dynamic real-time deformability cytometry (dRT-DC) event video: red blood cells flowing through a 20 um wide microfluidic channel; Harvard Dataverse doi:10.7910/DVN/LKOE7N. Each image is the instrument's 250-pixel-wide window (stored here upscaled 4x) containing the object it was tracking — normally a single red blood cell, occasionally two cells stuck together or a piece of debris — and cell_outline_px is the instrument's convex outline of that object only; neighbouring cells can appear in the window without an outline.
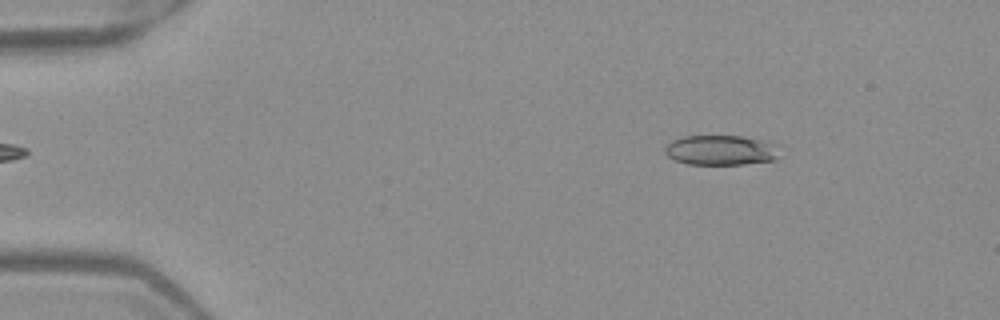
{"species": "Egyptian fruit bat (a non-hibernating species)", "species_latin": "Rousettus aegyptiacus", "temperature_condition": "warm", "stored_images_in_passage": 47, "camera_frame_rate_fps": 3000, "um_per_image_px": 0.085, "frame": {"image": 1, "passage_image": 3, "time_ms": 0.667, "image_size_px": [1000, 320], "cell_outline_px": [[776, 156], [772, 160], [744, 164], [688, 164], [676, 160], [668, 156], [664, 152], [664, 148], [672, 140], [680, 136], [740, 136], [776, 144]], "centroid_in_image_um": [61.19, 12.76], "position_along_channel_um": 23.8, "area_um2": 19.65}}
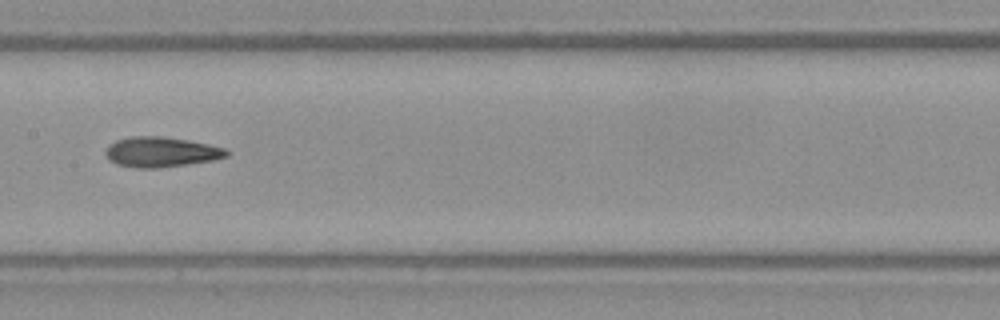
{"frame": {"image": 2, "passage_image": 22, "time_ms": 7.0, "image_size_px": [1000, 320], "cell_outline_px": [[228, 156], [212, 160], [188, 164], [160, 168], [136, 168], [116, 164], [108, 160], [104, 152], [108, 144], [116, 140], [128, 136], [160, 136], [188, 140], [208, 144], [224, 148], [228, 152]], "centroid_in_image_um": [13.63, 12.92], "position_along_channel_um": 193.8, "area_um2": 21.39}}
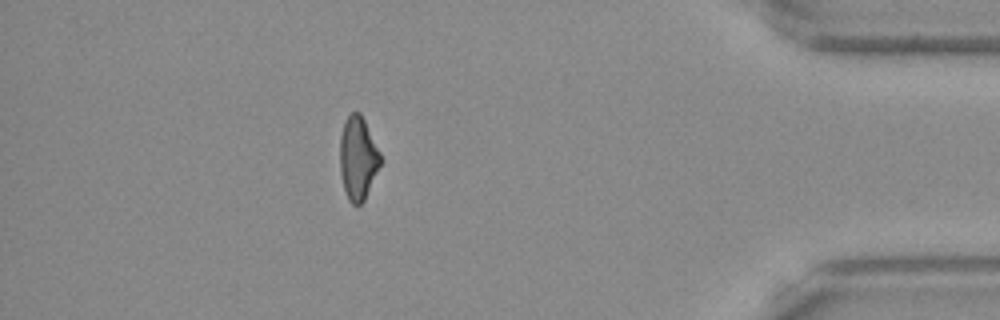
{"frame": {"image": 3, "passage_image": 41, "time_ms": 13.333, "image_size_px": [1000, 320], "cell_outline_px": [[384, 160], [364, 200], [356, 208], [348, 200], [344, 188], [340, 172], [340, 136], [344, 120], [352, 112], [360, 112]], "centroid_in_image_um": [30.44, 13.47], "position_along_channel_um": 404.8, "area_um2": 19.94}, "authors_computed_cell_mechanics": {"area_um2": 20.519, "velocity_mm_per_s": 3.9984, "shape_relaxation_time_tau1_ms": 9.2205, "shape_relaxation_time_tau2_ms": 3.355, "deformation_change_tau1": 0.2248, "deformation_change_tau2": 0.1204}}